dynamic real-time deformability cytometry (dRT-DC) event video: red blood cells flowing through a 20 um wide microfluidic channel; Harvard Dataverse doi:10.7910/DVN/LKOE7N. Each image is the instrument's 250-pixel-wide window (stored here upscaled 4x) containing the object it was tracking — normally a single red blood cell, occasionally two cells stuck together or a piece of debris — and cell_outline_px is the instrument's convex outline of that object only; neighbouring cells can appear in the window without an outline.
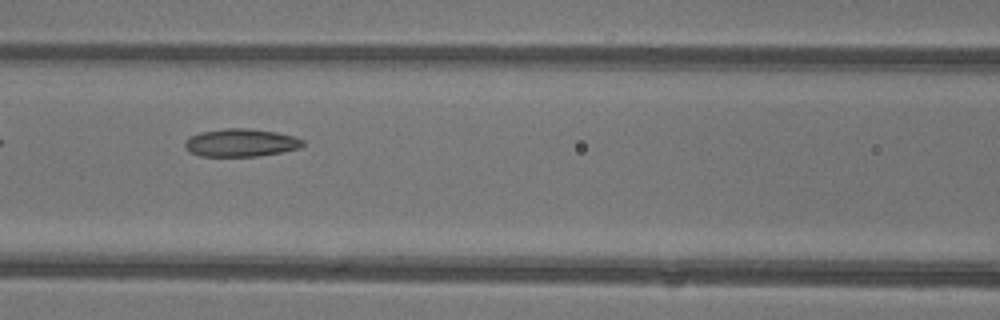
{"species": "common noctule bat (a hibernating species)", "species_latin": "Nyctalus noctula", "temperature_condition": "warm", "stored_images_in_passage": 4, "segment_of_instrument_passage": [1, 2], "camera_frame_rate_fps": 3000, "um_per_image_px": 0.085, "animal": {"sex": "female"}, "frame": {"image": 1, "passage_image": 3, "time_ms": 0.667, "image_size_px": [1000, 320], "cell_outline_px": [[304, 144], [300, 148], [260, 156], [200, 156], [188, 152], [184, 148], [184, 140], [188, 136], [200, 132], [224, 128], [248, 128], [276, 132], [292, 136], [304, 140]], "centroid_in_image_um": [20.41, 12.13], "position_along_channel_um": 146.2, "area_um2": 19.36}}